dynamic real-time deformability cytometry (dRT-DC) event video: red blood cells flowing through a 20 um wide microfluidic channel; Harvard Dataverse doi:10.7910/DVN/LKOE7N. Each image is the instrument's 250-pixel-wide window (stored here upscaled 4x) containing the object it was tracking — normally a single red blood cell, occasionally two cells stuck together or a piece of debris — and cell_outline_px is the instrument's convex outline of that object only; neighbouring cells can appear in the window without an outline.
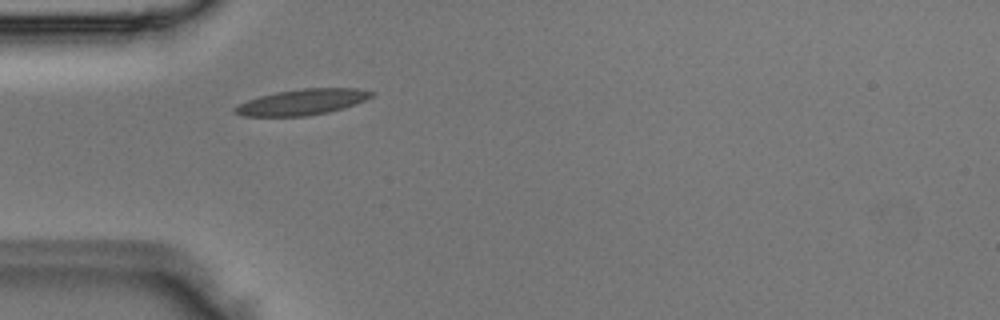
{"species": "Egyptian fruit bat (a non-hibernating species)", "species_latin": "Rousettus aegyptiacus", "temperature_condition": "room temperature", "stored_images_in_passage": 1, "camera_frame_rate_fps": 3000, "um_per_image_px": 0.085, "animal": {"sex": "male"}, "frame": {"image": 1, "passage_image": 1, "time_ms": 0.0, "image_size_px": [1000, 320], "cell_outline_px": [[376, 92], [372, 96], [356, 104], [328, 112], [304, 116], [240, 116], [232, 112], [232, 108], [248, 100], [260, 96], [276, 92], [304, 88], [356, 88]], "centroid_in_image_um": [25.67, 8.67], "position_along_channel_um": 59.3, "area_um2": 20.46}}